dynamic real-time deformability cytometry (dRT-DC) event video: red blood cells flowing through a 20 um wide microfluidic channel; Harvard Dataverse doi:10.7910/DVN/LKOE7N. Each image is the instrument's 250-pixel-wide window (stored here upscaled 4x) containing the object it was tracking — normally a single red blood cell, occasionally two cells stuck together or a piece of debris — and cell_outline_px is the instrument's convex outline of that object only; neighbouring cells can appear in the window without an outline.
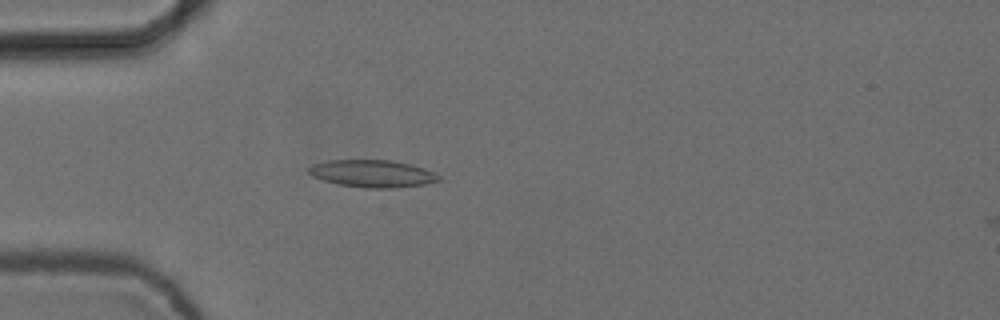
{"species": "common noctule bat (a hibernating species)", "species_latin": "Nyctalus noctula", "temperature_condition": "cold", "stored_images_in_passage": 6, "camera_frame_rate_fps": 3000, "um_per_image_px": 0.085, "animal": {"sex": "female", "body_mass_g": 24.6, "forearm_length_mm": 56.2}, "frame": {"image": 1, "passage_image": 5, "time_ms": 1.333, "image_size_px": [1000, 320], "cell_outline_px": [[440, 180], [424, 184], [396, 188], [364, 188], [340, 184], [324, 180], [312, 176], [308, 172], [308, 168], [312, 164], [328, 160], [392, 160], [412, 164], [424, 168], [440, 176]], "centroid_in_image_um": [31.65, 14.75], "position_along_channel_um": 53.3, "area_um2": 20.69}}